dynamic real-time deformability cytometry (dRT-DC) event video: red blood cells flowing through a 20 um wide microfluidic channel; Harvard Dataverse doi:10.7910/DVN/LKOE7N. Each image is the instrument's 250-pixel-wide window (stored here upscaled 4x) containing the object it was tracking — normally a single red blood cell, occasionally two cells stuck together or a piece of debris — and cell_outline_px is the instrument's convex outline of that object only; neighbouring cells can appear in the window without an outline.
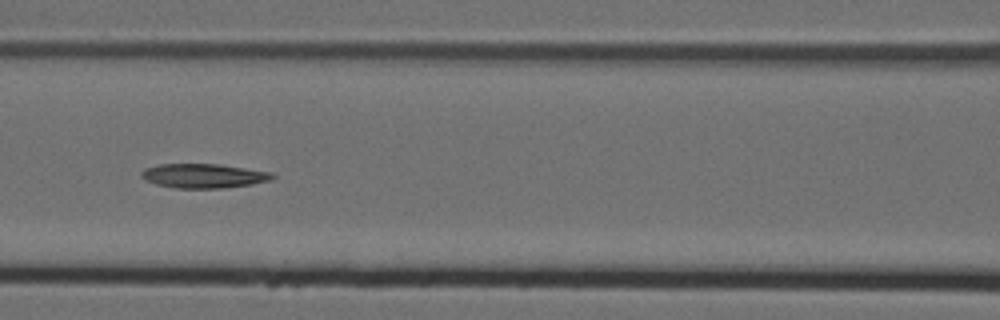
{"species": "Egyptian fruit bat (a non-hibernating species)", "species_latin": "Rousettus aegyptiacus", "temperature_condition": "cold", "stored_images_in_passage": 9, "camera_frame_rate_fps": 3000, "um_per_image_px": 0.085, "animal": {"sex": "female"}, "frame": {"image": 1, "passage_image": 6, "time_ms": 1.667, "image_size_px": [1000, 320], "cell_outline_px": [[276, 176], [272, 180], [252, 184], [224, 188], [176, 188], [156, 184], [144, 180], [140, 176], [140, 172], [144, 168], [160, 164], [220, 164], [276, 172]], "centroid_in_image_um": [17.35, 14.94], "position_along_channel_um": 149.2, "area_um2": 18.9}}
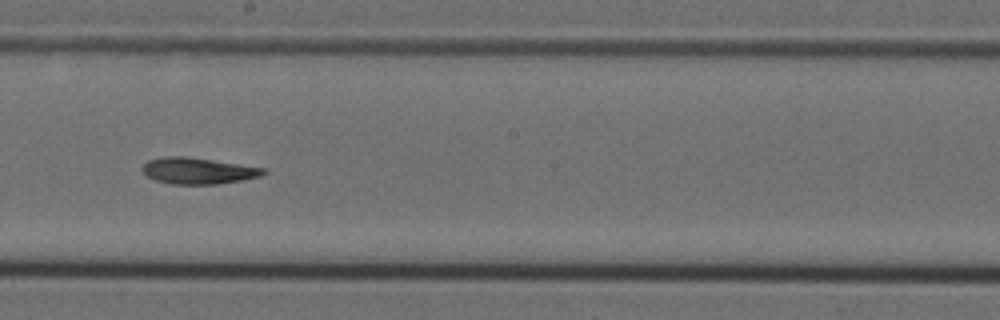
{"frame": {"image": 2, "passage_image": 8, "time_ms": 2.333, "image_size_px": [1000, 320], "cell_outline_px": [[268, 172], [260, 176], [244, 180], [216, 184], [172, 184], [156, 180], [148, 176], [140, 168], [148, 160], [164, 156], [184, 156], [212, 160], [264, 168]], "centroid_in_image_um": [16.83, 14.52], "position_along_channel_um": 231.4, "area_um2": 18.44}}
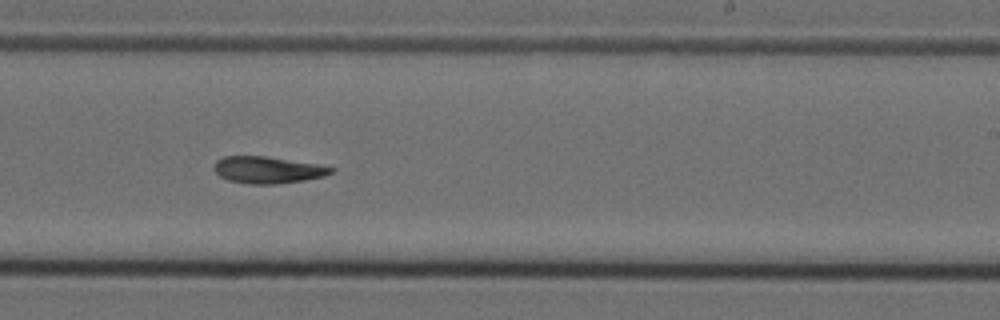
{"frame": {"image": 3, "passage_image": 9, "time_ms": 2.667, "image_size_px": [1000, 320], "cell_outline_px": [[336, 168], [332, 172], [324, 176], [304, 180], [280, 184], [248, 184], [228, 180], [220, 176], [212, 168], [212, 164], [216, 160], [224, 156], [264, 156], [316, 164]], "centroid_in_image_um": [22.71, 14.44], "position_along_channel_um": 266.3, "area_um2": 18.32}}